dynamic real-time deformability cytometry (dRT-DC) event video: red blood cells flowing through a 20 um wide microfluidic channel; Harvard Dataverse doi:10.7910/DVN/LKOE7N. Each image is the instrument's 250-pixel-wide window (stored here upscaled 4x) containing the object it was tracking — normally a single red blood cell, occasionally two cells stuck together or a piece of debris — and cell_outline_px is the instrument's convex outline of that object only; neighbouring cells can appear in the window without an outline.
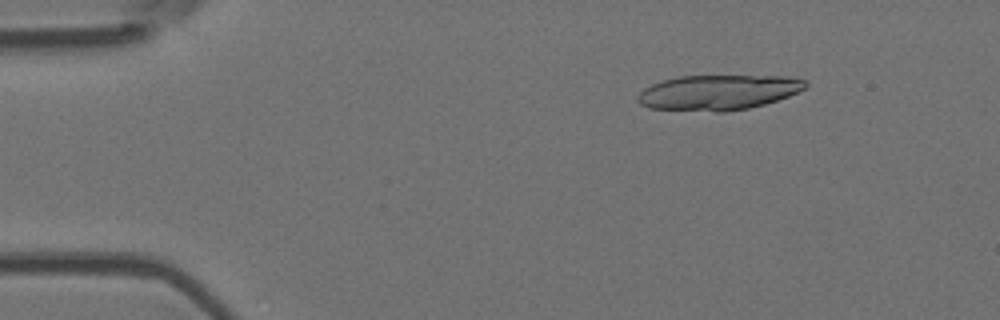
{"species": "Egyptian fruit bat (a non-hibernating species)", "species_latin": "Rousettus aegyptiacus", "temperature_condition": "room temperature", "stored_images_in_passage": 6, "segment_of_instrument_passage": [1, 2], "camera_frame_rate_fps": 3000, "um_per_image_px": 0.085, "animal": {"sex": "female"}, "frame": {"image": 1, "passage_image": 2, "time_ms": 1.0, "image_size_px": [1000, 320], "cell_outline_px": [[808, 84], [804, 88], [788, 96], [764, 104], [748, 108], [724, 112], [716, 112], [648, 108], [640, 104], [636, 100], [636, 96], [644, 88], [652, 84], [664, 80], [680, 76], [788, 76], [804, 80]], "centroid_in_image_um": [61.01, 7.86], "position_along_channel_um": 24.0, "area_um2": 34.28}}